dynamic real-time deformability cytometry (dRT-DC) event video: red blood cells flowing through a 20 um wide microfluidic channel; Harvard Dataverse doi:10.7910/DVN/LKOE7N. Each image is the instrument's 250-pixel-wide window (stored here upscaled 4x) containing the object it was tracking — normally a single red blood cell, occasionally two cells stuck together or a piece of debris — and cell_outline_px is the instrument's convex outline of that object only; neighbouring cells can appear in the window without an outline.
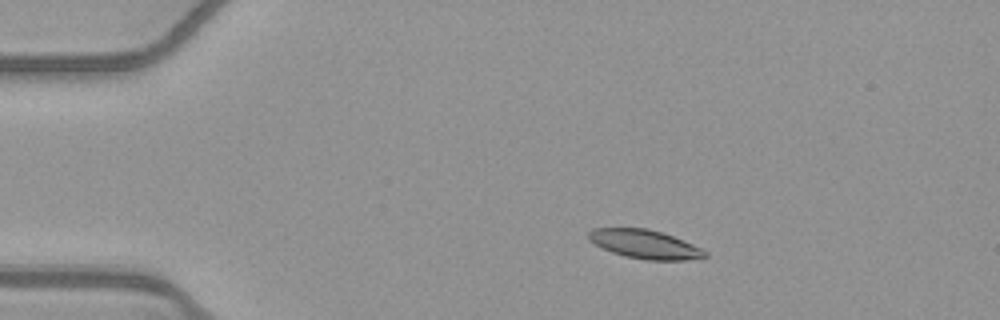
{"species": "common noctule bat (a hibernating species)", "species_latin": "Nyctalus noctula", "temperature_condition": "warm", "stored_images_in_passage": 45, "camera_frame_rate_fps": 3000, "um_per_image_px": 0.085, "animal": {"sex": "female", "body_mass_g": 21.9}, "frame": {"image": 1, "passage_image": 2, "time_ms": 0.333, "image_size_px": [1000, 320], "cell_outline_px": [[708, 256], [688, 260], [644, 260], [624, 256], [612, 252], [588, 240], [588, 232], [592, 228], [648, 228], [672, 236], [704, 248], [708, 252]], "centroid_in_image_um": [54.84, 20.76], "position_along_channel_um": 30.2, "area_um2": 19.59}}
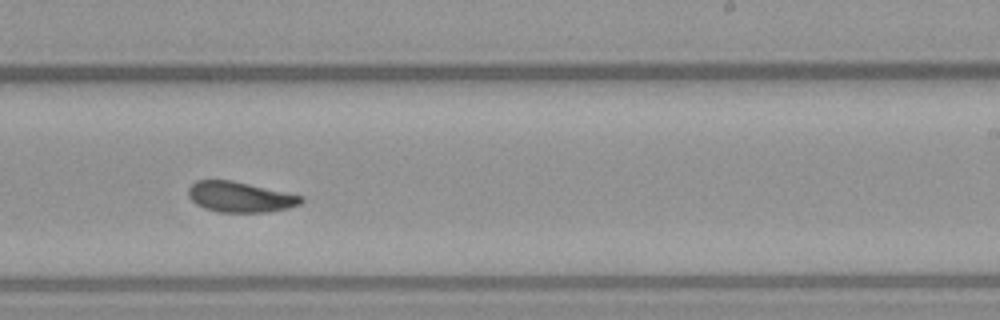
{"frame": {"image": 2, "passage_image": 25, "time_ms": 8.0, "image_size_px": [1000, 320], "cell_outline_px": [[304, 200], [300, 204], [288, 208], [268, 212], [220, 212], [204, 208], [196, 204], [188, 196], [188, 188], [196, 180], [232, 180], [304, 196]], "centroid_in_image_um": [20.41, 16.74], "position_along_channel_um": 268.6, "area_um2": 20.06}}
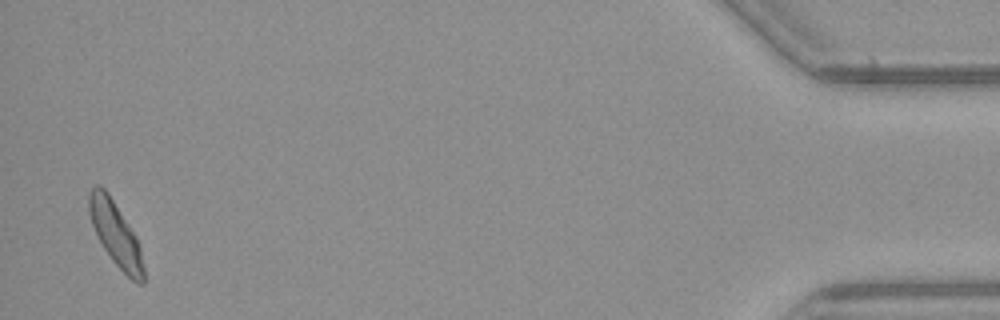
{"frame": {"image": 3, "passage_image": 44, "time_ms": 14.333, "image_size_px": [1000, 320], "cell_outline_px": [[144, 284], [136, 284], [112, 260], [104, 248], [92, 224], [88, 212], [88, 192], [96, 184], [100, 184], [108, 192], [136, 236], [140, 248], [144, 268]], "centroid_in_image_um": [9.82, 19.87], "position_along_channel_um": 425.4, "area_um2": 20.23}, "authors_computed_cell_mechanics": {"area_um2": 20.23, "velocity_mm_per_s": 3.8905, "shape_relaxation_time_tau1_ms": 6.3016, "shape_relaxation_time_tau2_ms": 4.6216, "deformation_change_tau1": 0.1445, "deformation_change_tau2": 0.1169}}